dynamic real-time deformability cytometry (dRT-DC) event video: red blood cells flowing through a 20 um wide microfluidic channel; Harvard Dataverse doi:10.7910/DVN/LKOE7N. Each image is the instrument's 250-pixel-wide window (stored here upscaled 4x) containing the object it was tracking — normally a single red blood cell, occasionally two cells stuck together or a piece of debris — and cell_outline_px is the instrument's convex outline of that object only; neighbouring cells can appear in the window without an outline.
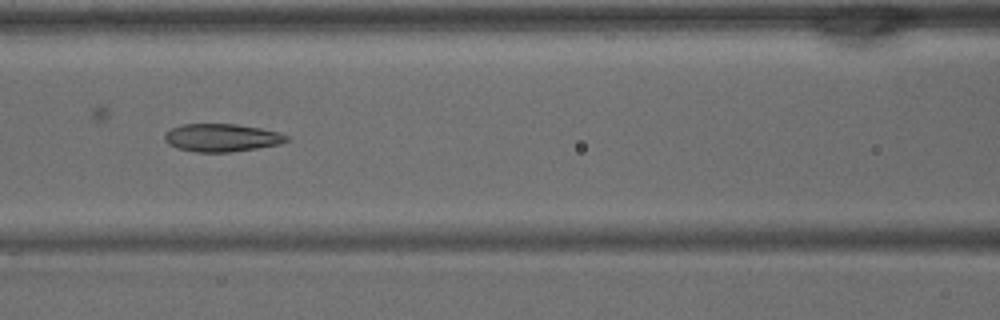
{"species": "common noctule bat (a hibernating species)", "species_latin": "Nyctalus noctula", "temperature_condition": "warm", "stored_images_in_passage": 27, "camera_frame_rate_fps": 3000, "um_per_image_px": 0.085, "animal": {"sex": "male", "body_mass_g": 15.6}, "frame": {"image": 1, "passage_image": 13, "time_ms": 4.0, "image_size_px": [1000, 320], "cell_outline_px": [[292, 136], [288, 140], [280, 144], [232, 152], [196, 152], [176, 148], [168, 144], [164, 140], [164, 136], [172, 128], [184, 124], [236, 124], [260, 128]], "centroid_in_image_um": [18.86, 11.71], "position_along_channel_um": 147.7, "area_um2": 19.77}}
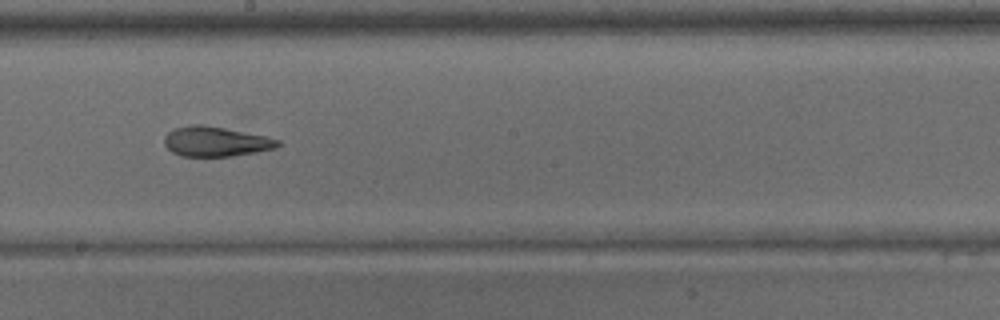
{"frame": {"image": 2, "passage_image": 18, "time_ms": 5.667, "image_size_px": [1000, 320], "cell_outline_px": [[280, 144], [276, 148], [256, 152], [232, 156], [180, 156], [172, 152], [164, 144], [164, 136], [168, 132], [176, 128], [192, 124], [204, 124], [264, 136], [280, 140]], "centroid_in_image_um": [18.31, 12.03], "position_along_channel_um": 229.9, "area_um2": 19.65}}
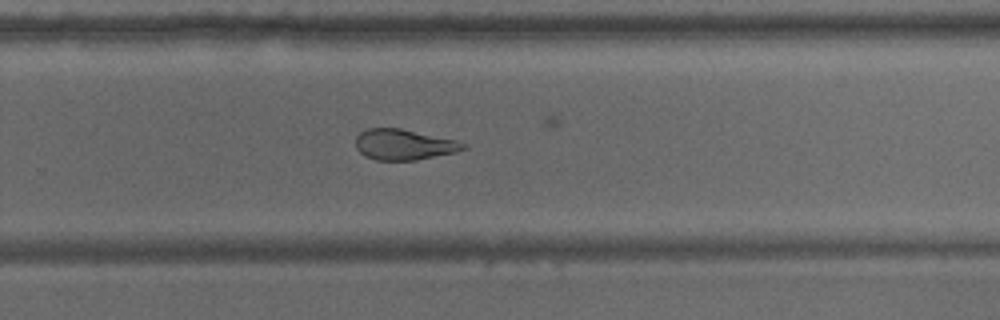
{"frame": {"image": 3, "passage_image": 22, "time_ms": 7.0, "image_size_px": [1000, 320], "cell_outline_px": [[468, 148], [456, 152], [416, 160], [376, 160], [364, 156], [356, 148], [356, 136], [360, 132], [368, 128], [400, 128], [456, 140], [468, 144]], "centroid_in_image_um": [34.34, 12.29], "position_along_channel_um": 295.5, "area_um2": 19.31}}